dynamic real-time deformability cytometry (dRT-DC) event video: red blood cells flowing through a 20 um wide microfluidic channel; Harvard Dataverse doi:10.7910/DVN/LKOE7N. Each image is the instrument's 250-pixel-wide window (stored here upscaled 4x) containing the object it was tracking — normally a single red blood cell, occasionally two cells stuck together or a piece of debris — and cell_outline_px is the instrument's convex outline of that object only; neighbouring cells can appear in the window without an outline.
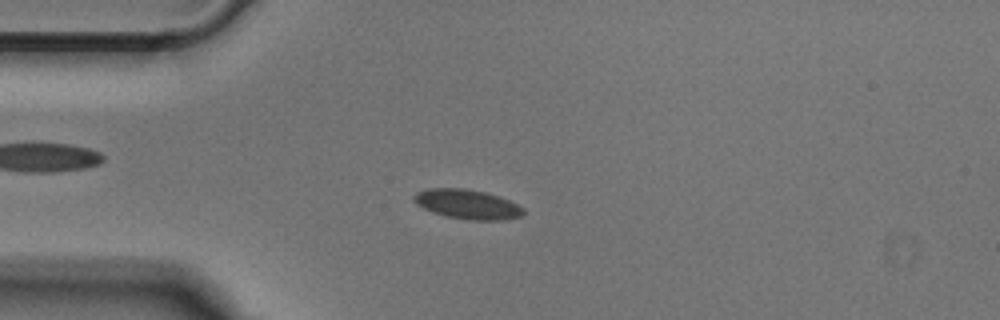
{"species": "Egyptian fruit bat (a non-hibernating species)", "species_latin": "Rousettus aegyptiacus", "temperature_condition": "cold", "stored_images_in_passage": 47, "camera_frame_rate_fps": 3000, "um_per_image_px": 0.085, "animal": {"sex": "male"}, "frame": {"image": 1, "passage_image": 8, "time_ms": 2.333, "image_size_px": [1000, 320], "cell_outline_px": [[524, 212], [520, 216], [504, 220], [468, 220], [444, 216], [432, 212], [416, 204], [412, 200], [412, 196], [416, 192], [432, 188], [464, 188], [484, 192], [508, 200], [524, 208]], "centroid_in_image_um": [39.68, 17.37], "position_along_channel_um": 45.3, "area_um2": 18.79}}
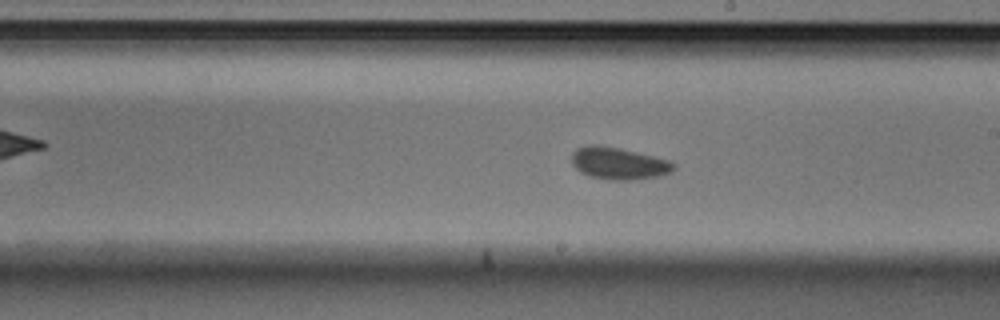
{"frame": {"image": 2, "passage_image": 24, "time_ms": 7.667, "image_size_px": [1000, 320], "cell_outline_px": [[676, 168], [672, 172], [660, 176], [632, 180], [608, 180], [588, 176], [580, 172], [572, 164], [572, 152], [576, 148], [588, 144], [596, 144], [620, 148], [668, 160], [676, 164]], "centroid_in_image_um": [52.57, 13.89], "position_along_channel_um": 236.4, "area_um2": 19.31}}
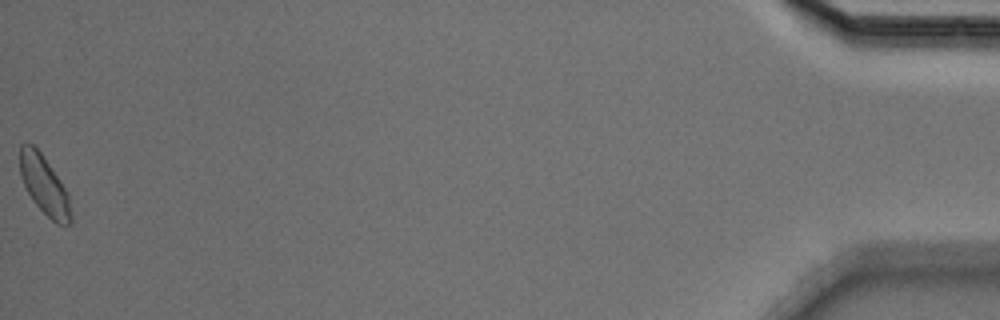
{"frame": {"image": 3, "passage_image": 47, "time_ms": 15.333, "image_size_px": [1000, 320], "cell_outline_px": [[72, 224], [56, 224], [32, 200], [20, 176], [20, 144], [24, 140], [32, 144], [40, 152], [60, 180], [68, 192], [72, 216]], "centroid_in_image_um": [3.76, 15.73], "position_along_channel_um": 431.4, "area_um2": 17.46}}